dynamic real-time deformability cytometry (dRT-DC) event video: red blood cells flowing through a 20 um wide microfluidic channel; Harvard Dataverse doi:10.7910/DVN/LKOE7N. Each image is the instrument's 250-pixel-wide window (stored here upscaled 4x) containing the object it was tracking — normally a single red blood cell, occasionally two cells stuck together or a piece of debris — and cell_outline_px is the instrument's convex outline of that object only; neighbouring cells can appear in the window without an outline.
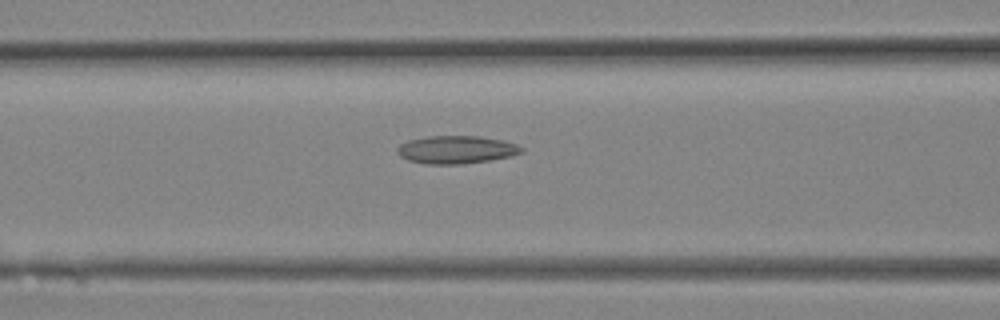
{"species": "Egyptian fruit bat (a non-hibernating species)", "species_latin": "Rousettus aegyptiacus", "temperature_condition": "room temperature", "stored_images_in_passage": 9, "camera_frame_rate_fps": 3000, "um_per_image_px": 0.085, "animal": {"sex": "female"}, "frame": {"image": 1, "passage_image": 7, "time_ms": 2.0, "image_size_px": [1000, 320], "cell_outline_px": [[524, 152], [512, 156], [464, 164], [424, 164], [408, 160], [400, 156], [396, 152], [396, 148], [400, 144], [408, 140], [428, 136], [480, 136], [504, 140], [516, 144], [524, 148]], "centroid_in_image_um": [38.79, 12.72], "position_along_channel_um": 127.8, "area_um2": 20.4}}
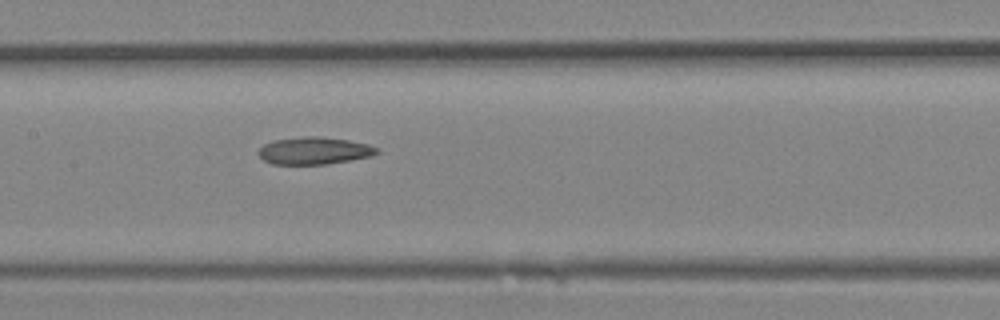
{"frame": {"image": 2, "passage_image": 9, "time_ms": 2.667, "image_size_px": [1000, 320], "cell_outline_px": [[380, 152], [372, 156], [328, 164], [272, 164], [264, 160], [256, 152], [264, 144], [272, 140], [304, 136], [316, 136], [348, 140], [368, 144], [380, 148]], "centroid_in_image_um": [26.72, 12.81], "position_along_channel_um": 180.7, "area_um2": 18.96}}